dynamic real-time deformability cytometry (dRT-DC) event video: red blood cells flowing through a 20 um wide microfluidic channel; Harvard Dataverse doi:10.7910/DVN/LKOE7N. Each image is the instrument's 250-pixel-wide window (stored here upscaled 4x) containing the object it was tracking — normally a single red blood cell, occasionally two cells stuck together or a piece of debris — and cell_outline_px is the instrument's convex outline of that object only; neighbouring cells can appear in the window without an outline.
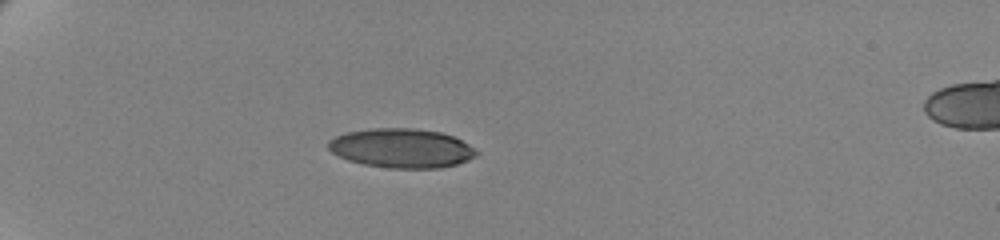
{"species": "human", "species_latin": "Homo sapiens", "temperature_condition": "cold", "stored_images_in_passage": 42, "camera_frame_rate_fps": 3000, "um_per_image_px": 0.085, "donor": {"sex": "female"}, "frame": {"image": 1, "passage_image": 1, "time_ms": 0.0, "image_size_px": [1000, 240], "cell_outline_px": [[480, 152], [476, 156], [468, 160], [456, 164], [440, 168], [388, 168], [364, 164], [348, 160], [332, 152], [328, 148], [328, 140], [336, 136], [348, 132], [372, 128], [412, 128], [440, 132], [452, 136], [476, 148]], "centroid_in_image_um": [34.15, 12.6], "position_along_channel_um": 50.9, "area_um2": 33.81}}
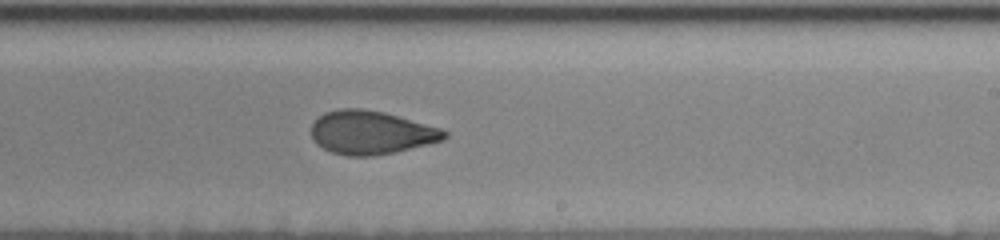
{"frame": {"image": 2, "passage_image": 22, "time_ms": 7.0, "image_size_px": [1000, 240], "cell_outline_px": [[448, 136], [444, 140], [428, 144], [392, 152], [372, 156], [348, 156], [332, 152], [316, 144], [312, 140], [312, 124], [324, 112], [340, 108], [360, 108], [384, 112], [440, 128], [448, 132]], "centroid_in_image_um": [31.53, 11.26], "position_along_channel_um": 257.5, "area_um2": 33.52}}
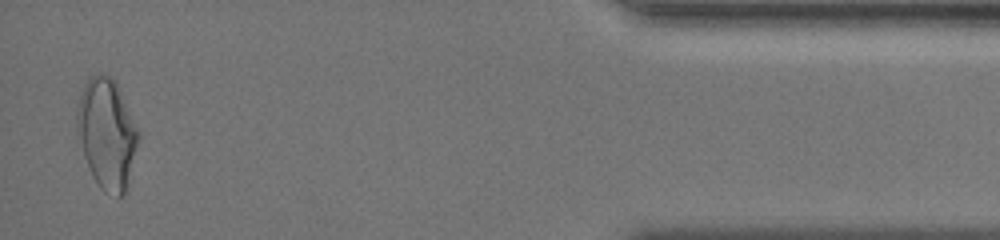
{"frame": {"image": 3, "passage_image": 41, "time_ms": 13.333, "image_size_px": [1000, 240], "cell_outline_px": [[140, 136], [124, 192], [120, 196], [104, 192], [100, 188], [92, 176], [84, 152], [76, 124], [76, 108], [80, 92], [84, 84], [92, 76], [100, 72], [116, 80]], "centroid_in_image_um": [9.06, 11.3], "position_along_channel_um": 426.1, "area_um2": 38.61}, "authors_computed_cell_mechanics": {"area_um2": 34.4777, "velocity_mm_per_s": 3.5094, "shape_relaxation_time_tau1_ms": 6.5859, "shape_relaxation_time_tau2_ms": 1.7317, "deformation_change_tau1": 0.1676, "deformation_change_tau2": 0.0773}}